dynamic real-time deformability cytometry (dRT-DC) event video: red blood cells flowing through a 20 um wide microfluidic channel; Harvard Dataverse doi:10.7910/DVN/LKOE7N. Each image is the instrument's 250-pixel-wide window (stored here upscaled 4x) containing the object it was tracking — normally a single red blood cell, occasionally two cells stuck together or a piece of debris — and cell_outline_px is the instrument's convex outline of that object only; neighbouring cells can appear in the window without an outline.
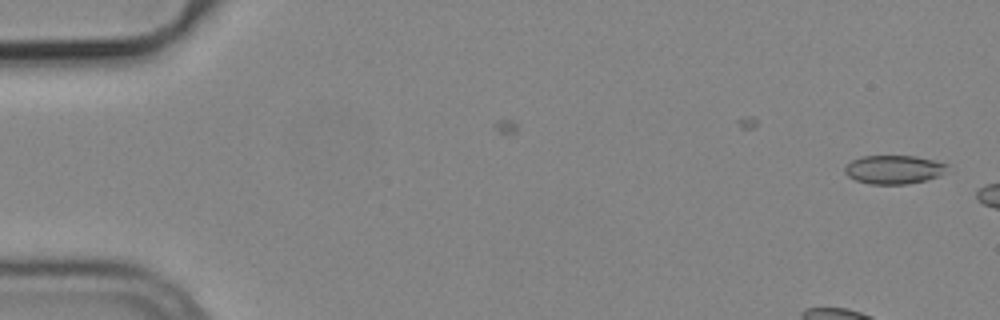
{"species": "common noctule bat (a hibernating species)", "species_latin": "Nyctalus noctula", "temperature_condition": "cold", "stored_images_in_passage": 6, "camera_frame_rate_fps": 3000, "um_per_image_px": 0.085, "animal": {"sex": "male", "body_mass_g": 19.2, "forearm_length_mm": 51.8}, "frame": {"image": 1, "passage_image": 1, "time_ms": 0.0, "image_size_px": [1000, 320], "cell_outline_px": [[948, 164], [940, 176], [928, 180], [908, 184], [872, 184], [856, 180], [848, 176], [844, 172], [844, 168], [852, 160], [864, 156], [916, 156]], "centroid_in_image_um": [75.97, 14.42], "position_along_channel_um": 9.0, "area_um2": 16.99}}